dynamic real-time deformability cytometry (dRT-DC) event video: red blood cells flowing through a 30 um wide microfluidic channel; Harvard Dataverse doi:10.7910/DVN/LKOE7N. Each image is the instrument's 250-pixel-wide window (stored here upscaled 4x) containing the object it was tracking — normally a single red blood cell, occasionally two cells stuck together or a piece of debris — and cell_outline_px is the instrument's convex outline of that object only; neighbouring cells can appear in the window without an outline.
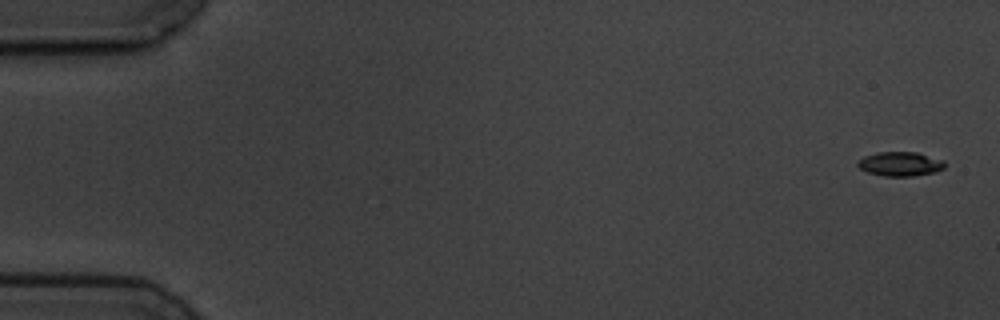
{"species": "common noctule bat (a hibernating species)", "species_latin": "Nyctalus noctula", "temperature_condition": "cold", "stored_images_in_passage": 6, "segment_of_instrument_passage": [2, 2], "camera_frame_rate_fps": 3000, "um_per_image_px": 0.085, "animal": {"sex": "male", "body_mass_g": 19.5, "forearm_length_mm": 54.6}, "frame": {"image": 1, "passage_image": 6, "time_ms": 7.0, "image_size_px": [1000, 320], "cell_outline_px": [[944, 168], [936, 172], [912, 176], [884, 176], [868, 172], [860, 168], [856, 164], [864, 156], [876, 152], [916, 152], [944, 160]], "centroid_in_image_um": [76.52, 13.93], "position_along_channel_um": 8.5, "area_um2": 12.25}}